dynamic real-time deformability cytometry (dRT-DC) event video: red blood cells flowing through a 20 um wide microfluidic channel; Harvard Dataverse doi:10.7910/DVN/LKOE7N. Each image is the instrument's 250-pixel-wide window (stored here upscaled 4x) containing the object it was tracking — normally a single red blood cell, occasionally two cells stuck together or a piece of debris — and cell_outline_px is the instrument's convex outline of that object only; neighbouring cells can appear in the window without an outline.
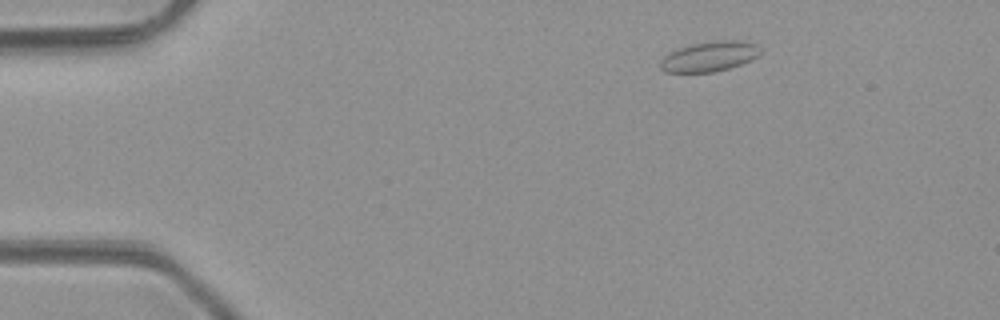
{"species": "common noctule bat (a hibernating species)", "species_latin": "Nyctalus noctula", "temperature_condition": "room temperature", "stored_images_in_passage": 4, "camera_frame_rate_fps": 3000, "um_per_image_px": 0.085, "animal": {"sex": "male", "body_mass_g": 23.1, "forearm_length_mm": 52.7}, "frame": {"image": 1, "passage_image": 2, "time_ms": 1.0, "image_size_px": [1000, 320], "cell_outline_px": [[760, 52], [752, 60], [728, 68], [712, 72], [664, 72], [660, 68], [660, 60], [668, 52], [676, 48], [692, 44], [716, 40], [736, 40], [756, 44]], "centroid_in_image_um": [60.24, 4.79], "position_along_channel_um": 24.8, "area_um2": 17.46}}